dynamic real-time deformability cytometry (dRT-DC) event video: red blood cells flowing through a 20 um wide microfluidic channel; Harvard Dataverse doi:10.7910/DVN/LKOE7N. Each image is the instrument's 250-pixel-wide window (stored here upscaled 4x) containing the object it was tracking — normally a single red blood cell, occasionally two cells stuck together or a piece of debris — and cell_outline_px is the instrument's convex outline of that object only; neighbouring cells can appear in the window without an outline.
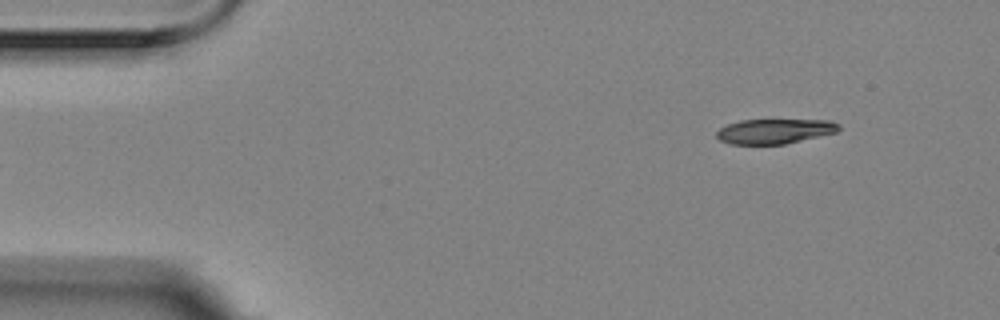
{"species": "Egyptian fruit bat (a non-hibernating species)", "species_latin": "Rousettus aegyptiacus", "temperature_condition": "room temperature", "stored_images_in_passage": 4, "segment_of_instrument_passage": [2, 2], "camera_frame_rate_fps": 3000, "um_per_image_px": 0.085, "animal": {"sex": "female"}, "frame": {"image": 1, "passage_image": 4, "time_ms": 1.0, "image_size_px": [1000, 320], "cell_outline_px": [[840, 128], [836, 132], [784, 144], [732, 144], [720, 140], [716, 136], [716, 132], [720, 128], [728, 124], [740, 120], [832, 120], [840, 124]], "centroid_in_image_um": [65.85, 11.15], "position_along_channel_um": 19.2, "area_um2": 17.57}}